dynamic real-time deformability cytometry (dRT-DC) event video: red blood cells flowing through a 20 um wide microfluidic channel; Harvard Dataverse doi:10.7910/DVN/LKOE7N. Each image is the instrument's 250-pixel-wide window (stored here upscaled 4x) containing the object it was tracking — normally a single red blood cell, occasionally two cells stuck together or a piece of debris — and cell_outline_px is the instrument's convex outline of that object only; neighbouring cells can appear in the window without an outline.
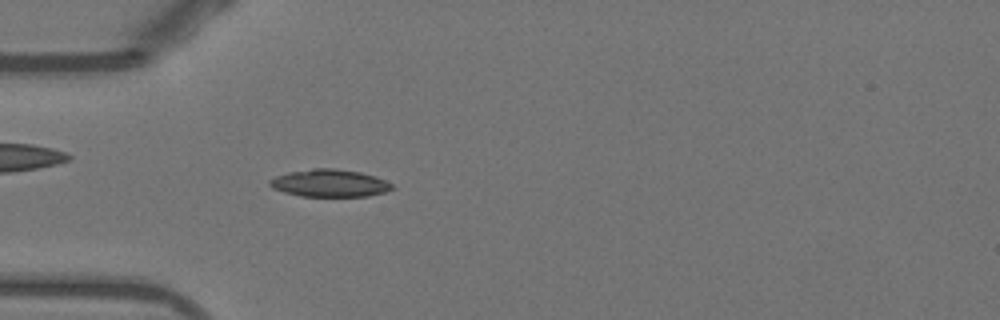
{"species": "Egyptian fruit bat (a non-hibernating species)", "species_latin": "Rousettus aegyptiacus", "temperature_condition": "warm", "stored_images_in_passage": 51, "camera_frame_rate_fps": 3000, "um_per_image_px": 0.085, "animal": {"sex": "female"}, "frame": {"image": 1, "passage_image": 15, "time_ms": 4.667, "image_size_px": [1000, 320], "cell_outline_px": [[392, 188], [384, 192], [368, 196], [300, 196], [284, 192], [272, 188], [268, 184], [268, 180], [276, 176], [288, 172], [312, 168], [336, 168], [360, 172], [376, 176], [392, 184]], "centroid_in_image_um": [27.97, 15.56], "position_along_channel_um": 57.0, "area_um2": 19.59}}
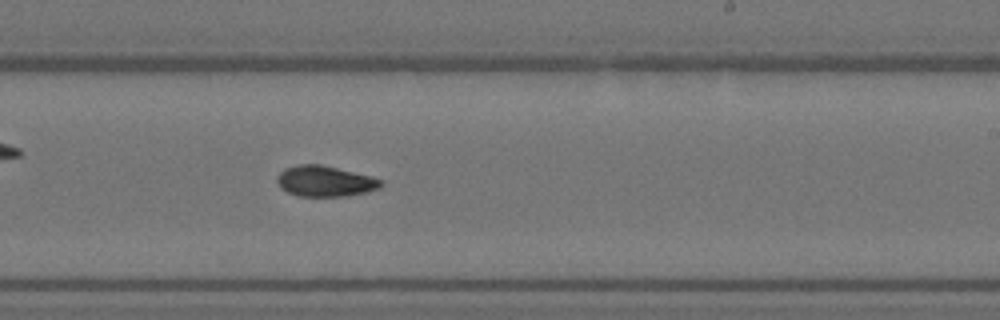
{"frame": {"image": 2, "passage_image": 31, "time_ms": 10.0, "image_size_px": [1000, 320], "cell_outline_px": [[384, 184], [380, 188], [348, 196], [300, 196], [288, 192], [280, 188], [276, 180], [276, 176], [284, 168], [300, 164], [320, 164], [372, 176], [384, 180]], "centroid_in_image_um": [27.63, 15.39], "position_along_channel_um": 261.4, "area_um2": 18.73}}
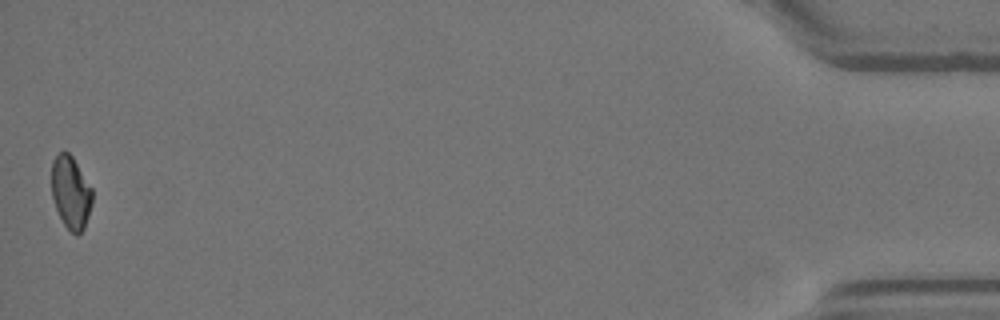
{"frame": {"image": 3, "passage_image": 51, "time_ms": 16.667, "image_size_px": [1000, 320], "cell_outline_px": [[92, 204], [84, 228], [76, 236], [64, 224], [56, 208], [52, 196], [52, 160], [64, 148], [72, 156], [92, 188]], "centroid_in_image_um": [6.02, 16.33], "position_along_channel_um": 429.2, "area_um2": 17.17}, "authors_computed_cell_mechanics": {"area_um2": 18.2648, "velocity_mm_per_s": 3.917, "shape_relaxation_time_tau1_ms": 5.3567, "shape_relaxation_time_tau2_ms": 7.9459, "deformation_change_tau1": 0.1371, "deformation_change_tau2": 0.1353}}